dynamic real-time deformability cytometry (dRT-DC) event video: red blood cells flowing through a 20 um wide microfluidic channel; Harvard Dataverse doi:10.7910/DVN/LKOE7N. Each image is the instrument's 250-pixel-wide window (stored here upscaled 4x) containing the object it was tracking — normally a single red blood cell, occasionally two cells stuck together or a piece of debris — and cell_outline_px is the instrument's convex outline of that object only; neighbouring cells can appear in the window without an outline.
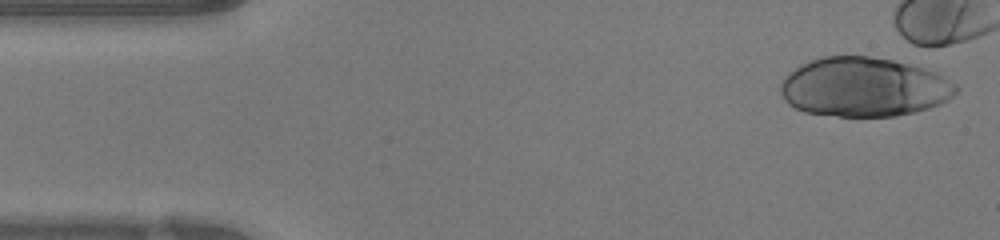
{"species": "human", "species_latin": "Homo sapiens", "temperature_condition": "warm", "stored_images_in_passage": 4, "camera_frame_rate_fps": 3000, "um_per_image_px": 0.085, "donor": {"sex": "female"}, "frame": {"image": 1, "passage_image": 1, "time_ms": 0.0, "image_size_px": [1000, 240], "cell_outline_px": [[960, 88], [952, 96], [940, 104], [928, 108], [896, 116], [840, 116], [804, 112], [788, 104], [784, 100], [780, 92], [780, 84], [784, 76], [788, 72], [800, 64], [808, 60], [824, 56], [868, 56], [892, 60], [924, 68], [936, 72], [956, 84]], "centroid_in_image_um": [73.4, 7.39], "position_along_channel_um": 11.6, "area_um2": 60.75}}